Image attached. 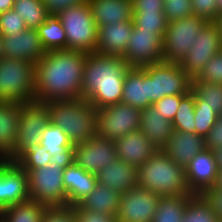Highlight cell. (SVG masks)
Returning a JSON list of instances; mask_svg holds the SVG:
<instances>
[{"mask_svg":"<svg viewBox=\"0 0 222 222\" xmlns=\"http://www.w3.org/2000/svg\"><path fill=\"white\" fill-rule=\"evenodd\" d=\"M88 53L77 50L47 51L35 64V102L81 99L83 71Z\"/></svg>","mask_w":222,"mask_h":222,"instance_id":"1","label":"cell"},{"mask_svg":"<svg viewBox=\"0 0 222 222\" xmlns=\"http://www.w3.org/2000/svg\"><path fill=\"white\" fill-rule=\"evenodd\" d=\"M127 62L116 56L88 53L83 71L81 99L95 109L121 103Z\"/></svg>","mask_w":222,"mask_h":222,"instance_id":"2","label":"cell"},{"mask_svg":"<svg viewBox=\"0 0 222 222\" xmlns=\"http://www.w3.org/2000/svg\"><path fill=\"white\" fill-rule=\"evenodd\" d=\"M49 121L59 126L73 145L97 135L96 109L85 99L53 100L45 103Z\"/></svg>","mask_w":222,"mask_h":222,"instance_id":"3","label":"cell"},{"mask_svg":"<svg viewBox=\"0 0 222 222\" xmlns=\"http://www.w3.org/2000/svg\"><path fill=\"white\" fill-rule=\"evenodd\" d=\"M137 186L160 197L193 195L187 187L185 168L172 161L163 150L137 167Z\"/></svg>","mask_w":222,"mask_h":222,"instance_id":"4","label":"cell"},{"mask_svg":"<svg viewBox=\"0 0 222 222\" xmlns=\"http://www.w3.org/2000/svg\"><path fill=\"white\" fill-rule=\"evenodd\" d=\"M35 64L17 58L0 59V101L24 104L35 100Z\"/></svg>","mask_w":222,"mask_h":222,"instance_id":"5","label":"cell"},{"mask_svg":"<svg viewBox=\"0 0 222 222\" xmlns=\"http://www.w3.org/2000/svg\"><path fill=\"white\" fill-rule=\"evenodd\" d=\"M65 163L52 159L48 166L25 170L28 175V192L31 200L46 206L67 205L63 184Z\"/></svg>","mask_w":222,"mask_h":222,"instance_id":"6","label":"cell"},{"mask_svg":"<svg viewBox=\"0 0 222 222\" xmlns=\"http://www.w3.org/2000/svg\"><path fill=\"white\" fill-rule=\"evenodd\" d=\"M58 16L66 32L67 50L96 52L98 26L88 2L67 8Z\"/></svg>","mask_w":222,"mask_h":222,"instance_id":"7","label":"cell"},{"mask_svg":"<svg viewBox=\"0 0 222 222\" xmlns=\"http://www.w3.org/2000/svg\"><path fill=\"white\" fill-rule=\"evenodd\" d=\"M148 75L149 105L165 96L191 91V78L177 62L159 61L141 67Z\"/></svg>","mask_w":222,"mask_h":222,"instance_id":"8","label":"cell"},{"mask_svg":"<svg viewBox=\"0 0 222 222\" xmlns=\"http://www.w3.org/2000/svg\"><path fill=\"white\" fill-rule=\"evenodd\" d=\"M207 23L196 15L168 22L163 37V61L180 63Z\"/></svg>","mask_w":222,"mask_h":222,"instance_id":"9","label":"cell"},{"mask_svg":"<svg viewBox=\"0 0 222 222\" xmlns=\"http://www.w3.org/2000/svg\"><path fill=\"white\" fill-rule=\"evenodd\" d=\"M97 135L116 141L139 130L141 109L132 105L117 103L96 109Z\"/></svg>","mask_w":222,"mask_h":222,"instance_id":"10","label":"cell"},{"mask_svg":"<svg viewBox=\"0 0 222 222\" xmlns=\"http://www.w3.org/2000/svg\"><path fill=\"white\" fill-rule=\"evenodd\" d=\"M48 123L49 112L45 103L33 101L22 104L18 141L13 152L5 160L15 162L33 144L40 143Z\"/></svg>","mask_w":222,"mask_h":222,"instance_id":"11","label":"cell"},{"mask_svg":"<svg viewBox=\"0 0 222 222\" xmlns=\"http://www.w3.org/2000/svg\"><path fill=\"white\" fill-rule=\"evenodd\" d=\"M222 38L214 22H208L196 37L194 46L179 63L184 72L195 79L211 57L221 52Z\"/></svg>","mask_w":222,"mask_h":222,"instance_id":"12","label":"cell"},{"mask_svg":"<svg viewBox=\"0 0 222 222\" xmlns=\"http://www.w3.org/2000/svg\"><path fill=\"white\" fill-rule=\"evenodd\" d=\"M160 196L141 186L120 195L117 222H152Z\"/></svg>","mask_w":222,"mask_h":222,"instance_id":"13","label":"cell"},{"mask_svg":"<svg viewBox=\"0 0 222 222\" xmlns=\"http://www.w3.org/2000/svg\"><path fill=\"white\" fill-rule=\"evenodd\" d=\"M117 159L114 141L95 135L91 140L75 144L73 162L86 172L97 174Z\"/></svg>","mask_w":222,"mask_h":222,"instance_id":"14","label":"cell"},{"mask_svg":"<svg viewBox=\"0 0 222 222\" xmlns=\"http://www.w3.org/2000/svg\"><path fill=\"white\" fill-rule=\"evenodd\" d=\"M122 58L130 67H143L163 61V41L153 32L140 31L133 26Z\"/></svg>","mask_w":222,"mask_h":222,"instance_id":"15","label":"cell"},{"mask_svg":"<svg viewBox=\"0 0 222 222\" xmlns=\"http://www.w3.org/2000/svg\"><path fill=\"white\" fill-rule=\"evenodd\" d=\"M28 199L27 172L16 162L0 160V210Z\"/></svg>","mask_w":222,"mask_h":222,"instance_id":"16","label":"cell"},{"mask_svg":"<svg viewBox=\"0 0 222 222\" xmlns=\"http://www.w3.org/2000/svg\"><path fill=\"white\" fill-rule=\"evenodd\" d=\"M219 170L214 154L209 149H203L185 167L187 187L191 194L202 195L206 190L213 189Z\"/></svg>","mask_w":222,"mask_h":222,"instance_id":"17","label":"cell"},{"mask_svg":"<svg viewBox=\"0 0 222 222\" xmlns=\"http://www.w3.org/2000/svg\"><path fill=\"white\" fill-rule=\"evenodd\" d=\"M1 38L2 51L6 58H17L36 64L46 54L37 29L27 28L18 34Z\"/></svg>","mask_w":222,"mask_h":222,"instance_id":"18","label":"cell"},{"mask_svg":"<svg viewBox=\"0 0 222 222\" xmlns=\"http://www.w3.org/2000/svg\"><path fill=\"white\" fill-rule=\"evenodd\" d=\"M133 26V21L131 20L113 22L109 25L98 27L96 52L122 58L128 46Z\"/></svg>","mask_w":222,"mask_h":222,"instance_id":"19","label":"cell"},{"mask_svg":"<svg viewBox=\"0 0 222 222\" xmlns=\"http://www.w3.org/2000/svg\"><path fill=\"white\" fill-rule=\"evenodd\" d=\"M117 158L136 167L144 164L158 149L138 130L114 141Z\"/></svg>","mask_w":222,"mask_h":222,"instance_id":"20","label":"cell"},{"mask_svg":"<svg viewBox=\"0 0 222 222\" xmlns=\"http://www.w3.org/2000/svg\"><path fill=\"white\" fill-rule=\"evenodd\" d=\"M96 183V174L86 172L74 162L66 164L63 172V184L67 205H77L94 190Z\"/></svg>","mask_w":222,"mask_h":222,"instance_id":"21","label":"cell"},{"mask_svg":"<svg viewBox=\"0 0 222 222\" xmlns=\"http://www.w3.org/2000/svg\"><path fill=\"white\" fill-rule=\"evenodd\" d=\"M203 149L204 138L196 133L173 130V133L162 149L177 165L186 167Z\"/></svg>","mask_w":222,"mask_h":222,"instance_id":"22","label":"cell"},{"mask_svg":"<svg viewBox=\"0 0 222 222\" xmlns=\"http://www.w3.org/2000/svg\"><path fill=\"white\" fill-rule=\"evenodd\" d=\"M22 104L0 101V160H5L18 141Z\"/></svg>","mask_w":222,"mask_h":222,"instance_id":"23","label":"cell"},{"mask_svg":"<svg viewBox=\"0 0 222 222\" xmlns=\"http://www.w3.org/2000/svg\"><path fill=\"white\" fill-rule=\"evenodd\" d=\"M97 182L120 194L137 186V167L116 159L96 174Z\"/></svg>","mask_w":222,"mask_h":222,"instance_id":"24","label":"cell"},{"mask_svg":"<svg viewBox=\"0 0 222 222\" xmlns=\"http://www.w3.org/2000/svg\"><path fill=\"white\" fill-rule=\"evenodd\" d=\"M139 130L153 146L162 150L173 133V123L164 118L153 106L141 110Z\"/></svg>","mask_w":222,"mask_h":222,"instance_id":"25","label":"cell"},{"mask_svg":"<svg viewBox=\"0 0 222 222\" xmlns=\"http://www.w3.org/2000/svg\"><path fill=\"white\" fill-rule=\"evenodd\" d=\"M88 3L98 27L133 19L132 0H88Z\"/></svg>","mask_w":222,"mask_h":222,"instance_id":"26","label":"cell"},{"mask_svg":"<svg viewBox=\"0 0 222 222\" xmlns=\"http://www.w3.org/2000/svg\"><path fill=\"white\" fill-rule=\"evenodd\" d=\"M121 103L141 110L150 106L148 75L141 67H130L126 71Z\"/></svg>","mask_w":222,"mask_h":222,"instance_id":"27","label":"cell"},{"mask_svg":"<svg viewBox=\"0 0 222 222\" xmlns=\"http://www.w3.org/2000/svg\"><path fill=\"white\" fill-rule=\"evenodd\" d=\"M40 145L47 149L52 159L63 161L65 164L73 162V143L59 126L50 121L41 135Z\"/></svg>","mask_w":222,"mask_h":222,"instance_id":"28","label":"cell"},{"mask_svg":"<svg viewBox=\"0 0 222 222\" xmlns=\"http://www.w3.org/2000/svg\"><path fill=\"white\" fill-rule=\"evenodd\" d=\"M120 195L118 191L108 189L97 182L94 190L80 201L77 206L83 210L116 216L120 203Z\"/></svg>","mask_w":222,"mask_h":222,"instance_id":"29","label":"cell"},{"mask_svg":"<svg viewBox=\"0 0 222 222\" xmlns=\"http://www.w3.org/2000/svg\"><path fill=\"white\" fill-rule=\"evenodd\" d=\"M46 205L28 199L0 210V222H42Z\"/></svg>","mask_w":222,"mask_h":222,"instance_id":"30","label":"cell"},{"mask_svg":"<svg viewBox=\"0 0 222 222\" xmlns=\"http://www.w3.org/2000/svg\"><path fill=\"white\" fill-rule=\"evenodd\" d=\"M37 31L46 52L67 50L66 32L58 15H48Z\"/></svg>","mask_w":222,"mask_h":222,"instance_id":"31","label":"cell"},{"mask_svg":"<svg viewBox=\"0 0 222 222\" xmlns=\"http://www.w3.org/2000/svg\"><path fill=\"white\" fill-rule=\"evenodd\" d=\"M191 91L194 93L197 107H208L218 116L222 114V84L198 82L191 80Z\"/></svg>","mask_w":222,"mask_h":222,"instance_id":"32","label":"cell"},{"mask_svg":"<svg viewBox=\"0 0 222 222\" xmlns=\"http://www.w3.org/2000/svg\"><path fill=\"white\" fill-rule=\"evenodd\" d=\"M192 195L160 197L152 222H183L188 199Z\"/></svg>","mask_w":222,"mask_h":222,"instance_id":"33","label":"cell"},{"mask_svg":"<svg viewBox=\"0 0 222 222\" xmlns=\"http://www.w3.org/2000/svg\"><path fill=\"white\" fill-rule=\"evenodd\" d=\"M13 11L20 15L30 29L40 27L48 16L41 0H14Z\"/></svg>","mask_w":222,"mask_h":222,"instance_id":"34","label":"cell"},{"mask_svg":"<svg viewBox=\"0 0 222 222\" xmlns=\"http://www.w3.org/2000/svg\"><path fill=\"white\" fill-rule=\"evenodd\" d=\"M217 216L203 195L193 194L187 202L183 222H216Z\"/></svg>","mask_w":222,"mask_h":222,"instance_id":"35","label":"cell"},{"mask_svg":"<svg viewBox=\"0 0 222 222\" xmlns=\"http://www.w3.org/2000/svg\"><path fill=\"white\" fill-rule=\"evenodd\" d=\"M194 93L189 91L181 98L178 111L175 114L173 129L182 132L196 133L194 119Z\"/></svg>","mask_w":222,"mask_h":222,"instance_id":"36","label":"cell"},{"mask_svg":"<svg viewBox=\"0 0 222 222\" xmlns=\"http://www.w3.org/2000/svg\"><path fill=\"white\" fill-rule=\"evenodd\" d=\"M132 21L140 31L153 32L163 41L168 23L164 12H134Z\"/></svg>","mask_w":222,"mask_h":222,"instance_id":"37","label":"cell"},{"mask_svg":"<svg viewBox=\"0 0 222 222\" xmlns=\"http://www.w3.org/2000/svg\"><path fill=\"white\" fill-rule=\"evenodd\" d=\"M52 156L40 143L33 144L15 162L24 170H33L39 167L48 166Z\"/></svg>","mask_w":222,"mask_h":222,"instance_id":"38","label":"cell"},{"mask_svg":"<svg viewBox=\"0 0 222 222\" xmlns=\"http://www.w3.org/2000/svg\"><path fill=\"white\" fill-rule=\"evenodd\" d=\"M164 3L163 12L167 22L193 15L191 0H164Z\"/></svg>","mask_w":222,"mask_h":222,"instance_id":"39","label":"cell"},{"mask_svg":"<svg viewBox=\"0 0 222 222\" xmlns=\"http://www.w3.org/2000/svg\"><path fill=\"white\" fill-rule=\"evenodd\" d=\"M198 82L222 84V53L211 57L204 69L195 78Z\"/></svg>","mask_w":222,"mask_h":222,"instance_id":"40","label":"cell"},{"mask_svg":"<svg viewBox=\"0 0 222 222\" xmlns=\"http://www.w3.org/2000/svg\"><path fill=\"white\" fill-rule=\"evenodd\" d=\"M27 29V26L20 15L15 11L8 10L0 14V35H15L23 30Z\"/></svg>","mask_w":222,"mask_h":222,"instance_id":"41","label":"cell"},{"mask_svg":"<svg viewBox=\"0 0 222 222\" xmlns=\"http://www.w3.org/2000/svg\"><path fill=\"white\" fill-rule=\"evenodd\" d=\"M217 114L208 107H197L194 104V119L196 134L205 137L216 122Z\"/></svg>","mask_w":222,"mask_h":222,"instance_id":"42","label":"cell"},{"mask_svg":"<svg viewBox=\"0 0 222 222\" xmlns=\"http://www.w3.org/2000/svg\"><path fill=\"white\" fill-rule=\"evenodd\" d=\"M42 222H77L74 207L64 206H46Z\"/></svg>","mask_w":222,"mask_h":222,"instance_id":"43","label":"cell"},{"mask_svg":"<svg viewBox=\"0 0 222 222\" xmlns=\"http://www.w3.org/2000/svg\"><path fill=\"white\" fill-rule=\"evenodd\" d=\"M183 96L184 95L165 96L153 103L152 106L164 118L172 122L174 120L176 112L178 111L181 98Z\"/></svg>","mask_w":222,"mask_h":222,"instance_id":"44","label":"cell"},{"mask_svg":"<svg viewBox=\"0 0 222 222\" xmlns=\"http://www.w3.org/2000/svg\"><path fill=\"white\" fill-rule=\"evenodd\" d=\"M193 15L215 22L217 18V0H191Z\"/></svg>","mask_w":222,"mask_h":222,"instance_id":"45","label":"cell"},{"mask_svg":"<svg viewBox=\"0 0 222 222\" xmlns=\"http://www.w3.org/2000/svg\"><path fill=\"white\" fill-rule=\"evenodd\" d=\"M204 146L211 151L222 147V114L217 116L213 127L204 137Z\"/></svg>","mask_w":222,"mask_h":222,"instance_id":"46","label":"cell"},{"mask_svg":"<svg viewBox=\"0 0 222 222\" xmlns=\"http://www.w3.org/2000/svg\"><path fill=\"white\" fill-rule=\"evenodd\" d=\"M77 222H117V217L114 215L93 212L80 209L77 205H74Z\"/></svg>","mask_w":222,"mask_h":222,"instance_id":"47","label":"cell"},{"mask_svg":"<svg viewBox=\"0 0 222 222\" xmlns=\"http://www.w3.org/2000/svg\"><path fill=\"white\" fill-rule=\"evenodd\" d=\"M42 4L46 8L48 15H59L67 8L82 5L88 2V0H41Z\"/></svg>","mask_w":222,"mask_h":222,"instance_id":"48","label":"cell"},{"mask_svg":"<svg viewBox=\"0 0 222 222\" xmlns=\"http://www.w3.org/2000/svg\"><path fill=\"white\" fill-rule=\"evenodd\" d=\"M133 12H163L164 0H132Z\"/></svg>","mask_w":222,"mask_h":222,"instance_id":"49","label":"cell"},{"mask_svg":"<svg viewBox=\"0 0 222 222\" xmlns=\"http://www.w3.org/2000/svg\"><path fill=\"white\" fill-rule=\"evenodd\" d=\"M202 195L210 203L217 219L222 220V191L213 188L206 190Z\"/></svg>","mask_w":222,"mask_h":222,"instance_id":"50","label":"cell"},{"mask_svg":"<svg viewBox=\"0 0 222 222\" xmlns=\"http://www.w3.org/2000/svg\"><path fill=\"white\" fill-rule=\"evenodd\" d=\"M14 6V0H0V14L12 10Z\"/></svg>","mask_w":222,"mask_h":222,"instance_id":"51","label":"cell"},{"mask_svg":"<svg viewBox=\"0 0 222 222\" xmlns=\"http://www.w3.org/2000/svg\"><path fill=\"white\" fill-rule=\"evenodd\" d=\"M212 152L214 154V158L217 163V168H218V170H221L222 169V147H220Z\"/></svg>","mask_w":222,"mask_h":222,"instance_id":"52","label":"cell"},{"mask_svg":"<svg viewBox=\"0 0 222 222\" xmlns=\"http://www.w3.org/2000/svg\"><path fill=\"white\" fill-rule=\"evenodd\" d=\"M214 189L222 191V169L219 170L218 178H217L216 184L214 186Z\"/></svg>","mask_w":222,"mask_h":222,"instance_id":"53","label":"cell"},{"mask_svg":"<svg viewBox=\"0 0 222 222\" xmlns=\"http://www.w3.org/2000/svg\"><path fill=\"white\" fill-rule=\"evenodd\" d=\"M214 23L217 25V27L219 29V34H220V36L222 38V13H220L218 15V17L216 18Z\"/></svg>","mask_w":222,"mask_h":222,"instance_id":"54","label":"cell"},{"mask_svg":"<svg viewBox=\"0 0 222 222\" xmlns=\"http://www.w3.org/2000/svg\"><path fill=\"white\" fill-rule=\"evenodd\" d=\"M222 13V0H217V17Z\"/></svg>","mask_w":222,"mask_h":222,"instance_id":"55","label":"cell"},{"mask_svg":"<svg viewBox=\"0 0 222 222\" xmlns=\"http://www.w3.org/2000/svg\"><path fill=\"white\" fill-rule=\"evenodd\" d=\"M4 55H3V51H2V38H1V35H0V59L3 58Z\"/></svg>","mask_w":222,"mask_h":222,"instance_id":"56","label":"cell"}]
</instances>
